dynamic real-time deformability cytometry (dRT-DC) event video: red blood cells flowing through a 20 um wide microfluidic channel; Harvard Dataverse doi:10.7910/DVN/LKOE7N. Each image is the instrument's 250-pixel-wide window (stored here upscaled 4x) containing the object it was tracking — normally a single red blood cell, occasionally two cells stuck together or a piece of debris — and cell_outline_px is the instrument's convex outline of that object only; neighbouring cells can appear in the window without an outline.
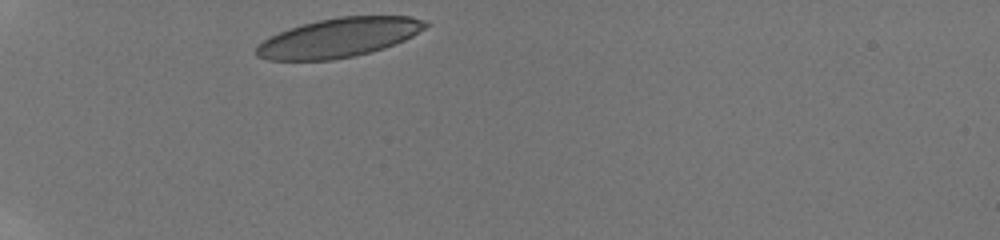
{"species": "human", "species_latin": "Homo sapiens", "temperature_condition": "room temperature", "stored_images_in_passage": 9, "camera_frame_rate_fps": 3000, "um_per_image_px": 0.085, "donor": {"sex": "male"}, "frame": {"image": 1, "passage_image": 1, "time_ms": 0.0, "image_size_px": [1000, 240], "cell_outline_px": [[428, 24], [424, 28], [412, 36], [396, 44], [384, 48], [356, 56], [332, 60], [268, 60], [256, 56], [256, 44], [280, 32], [304, 24], [320, 20], [340, 16], [412, 16], [428, 20]], "centroid_in_image_um": [28.83, 3.2], "position_along_channel_um": 56.2, "area_um2": 38.49}}
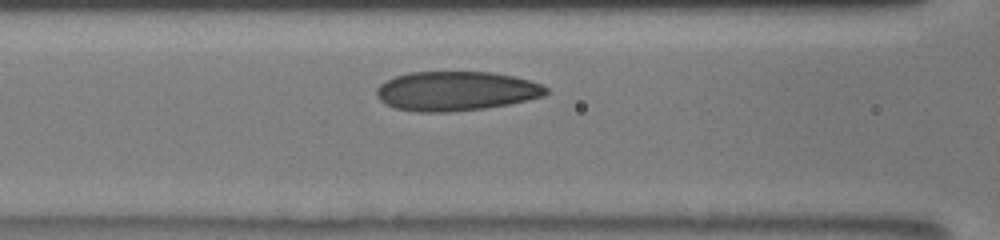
{"frame": {"image": 2, "passage_image": 6, "time_ms": 2.667, "image_size_px": [1000, 240], "cell_outline_px": [[548, 92], [544, 96], [528, 100], [508, 104], [484, 108], [448, 112], [420, 112], [396, 108], [380, 100], [376, 96], [376, 88], [380, 84], [396, 76], [408, 72], [492, 72], [512, 76], [528, 80], [540, 84], [548, 88]], "centroid_in_image_um": [38.76, 7.74], "position_along_channel_um": 127.8, "area_um2": 38.73}}
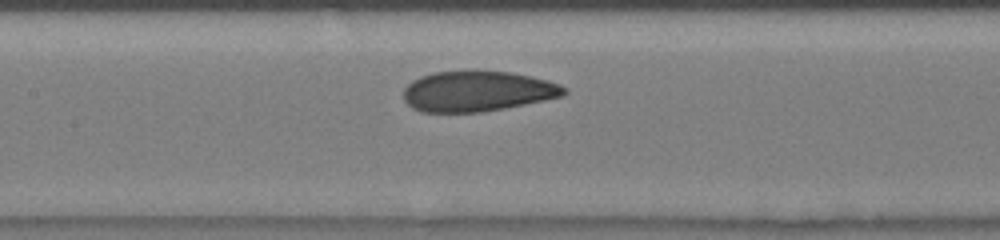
{"frame": {"image": 3, "passage_image": 8, "time_ms": 3.667, "image_size_px": [1000, 240], "cell_outline_px": [[568, 92], [564, 96], [504, 108], [480, 112], [420, 112], [412, 108], [404, 100], [404, 88], [412, 80], [420, 76], [432, 72], [476, 68], [512, 72], [532, 76], [560, 84], [568, 88]], "centroid_in_image_um": [40.58, 7.71], "position_along_channel_um": 166.8, "area_um2": 38.84}}